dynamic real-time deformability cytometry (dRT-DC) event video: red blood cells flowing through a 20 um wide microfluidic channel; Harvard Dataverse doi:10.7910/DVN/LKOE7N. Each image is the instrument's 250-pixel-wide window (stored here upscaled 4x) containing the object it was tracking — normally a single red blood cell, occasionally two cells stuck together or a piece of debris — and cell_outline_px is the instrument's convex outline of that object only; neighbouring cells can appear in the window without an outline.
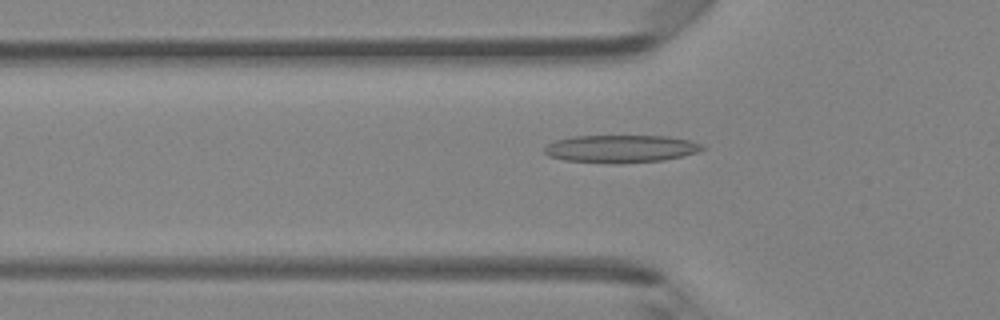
{"species": "Egyptian fruit bat (a non-hibernating species)", "species_latin": "Rousettus aegyptiacus", "temperature_condition": "room temperature", "stored_images_in_passage": 46, "camera_frame_rate_fps": 3000, "um_per_image_px": 0.085, "animal": {"sex": "female"}, "frame": {"image": 1, "passage_image": 15, "time_ms": 4.667, "image_size_px": [1000, 320], "cell_outline_px": [[704, 148], [696, 152], [664, 160], [620, 164], [616, 164], [564, 160], [548, 156], [544, 152], [544, 148], [548, 144], [556, 140], [572, 136], [668, 136], [688, 140], [704, 144]], "centroid_in_image_um": [52.74, 12.65], "position_along_channel_um": 73.1, "area_um2": 25.49}}
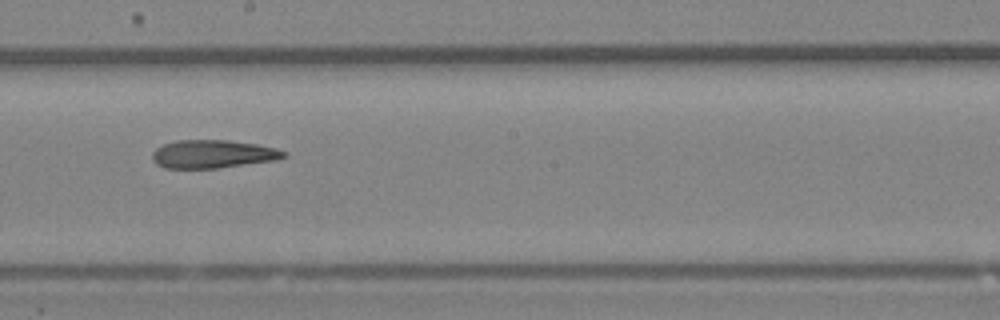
{"frame": {"image": 2, "passage_image": 26, "time_ms": 8.333, "image_size_px": [1000, 320], "cell_outline_px": [[288, 156], [272, 160], [216, 168], [164, 168], [156, 164], [152, 160], [152, 152], [156, 148], [164, 144], [176, 140], [228, 140], [256, 144], [276, 148], [288, 152]], "centroid_in_image_um": [18.06, 13.09], "position_along_channel_um": 230.1, "area_um2": 21.5}}
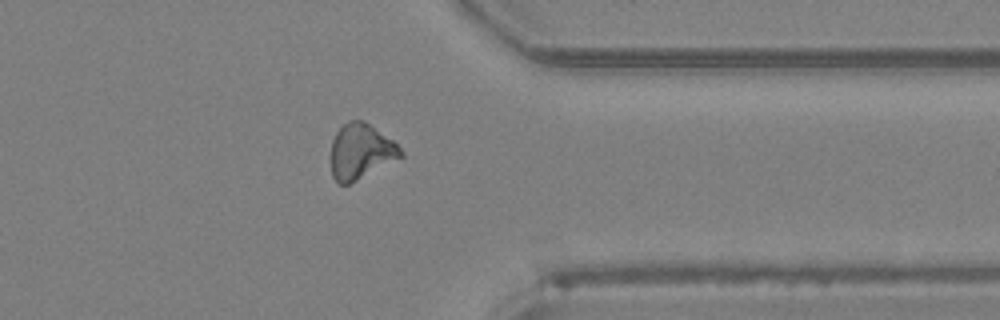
{"frame": {"image": 3, "passage_image": 37, "time_ms": 12.0, "image_size_px": [1000, 320], "cell_outline_px": [[404, 156], [348, 184], [340, 184], [332, 176], [332, 140], [336, 132], [348, 120], [364, 120], [392, 140], [404, 152]], "centroid_in_image_um": [30.67, 12.86], "position_along_channel_um": 380.7, "area_um2": 22.14}, "authors_computed_cell_mechanics": {"area_um2": 22.3975, "velocity_mm_per_s": 4.2928, "shape_relaxation_time_tau1_ms": null, "shape_relaxation_time_tau2_ms": 5.2296, "deformation_change_tau1": null, "deformation_change_tau2": 0.1639}}